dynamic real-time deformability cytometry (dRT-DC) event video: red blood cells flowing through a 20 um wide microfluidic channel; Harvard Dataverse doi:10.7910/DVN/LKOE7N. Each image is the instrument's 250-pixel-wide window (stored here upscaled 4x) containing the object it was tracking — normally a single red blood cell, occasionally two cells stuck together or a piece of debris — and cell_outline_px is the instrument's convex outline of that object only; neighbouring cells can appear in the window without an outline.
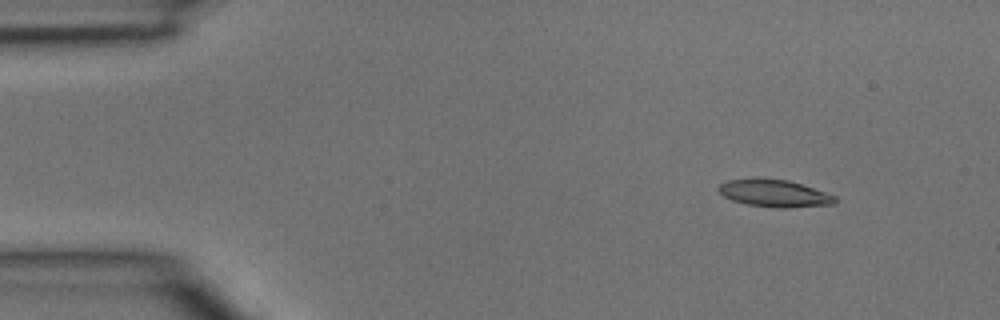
{"species": "common noctule bat (a hibernating species)", "species_latin": "Nyctalus noctula", "temperature_condition": "room temperature", "stored_images_in_passage": 3, "camera_frame_rate_fps": 3000, "um_per_image_px": 0.085, "animal": {"sex": "male", "body_mass_g": 15.6}, "frame": {"image": 1, "passage_image": 1, "time_ms": 0.0, "image_size_px": [1000, 320], "cell_outline_px": [[836, 204], [784, 208], [776, 208], [748, 204], [732, 200], [724, 196], [716, 188], [720, 184], [728, 180], [788, 180], [836, 196]], "centroid_in_image_um": [65.84, 16.46], "position_along_channel_um": 19.2, "area_um2": 17.86}}
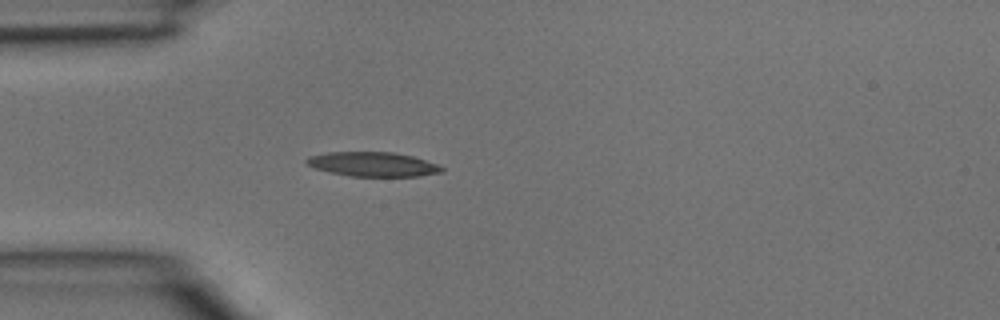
{"frame": {"image": 2, "passage_image": 3, "time_ms": 0.667, "image_size_px": [1000, 320], "cell_outline_px": [[444, 172], [420, 176], [352, 176], [332, 172], [316, 168], [308, 164], [304, 160], [308, 156], [328, 152], [392, 152], [412, 156], [436, 164], [444, 168]], "centroid_in_image_um": [31.71, 13.96], "position_along_channel_um": 53.3, "area_um2": 19.02}}